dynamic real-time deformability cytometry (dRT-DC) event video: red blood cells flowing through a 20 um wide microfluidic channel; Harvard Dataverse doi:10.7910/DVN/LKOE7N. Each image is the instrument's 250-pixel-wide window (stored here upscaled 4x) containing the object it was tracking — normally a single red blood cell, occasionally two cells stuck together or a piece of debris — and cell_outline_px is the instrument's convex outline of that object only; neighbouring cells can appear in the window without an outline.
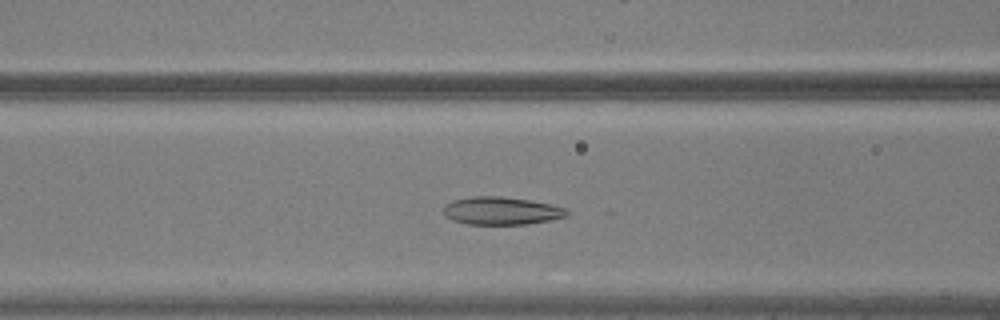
{"species": "common noctule bat (a hibernating species)", "species_latin": "Nyctalus noctula", "temperature_condition": "warm", "stored_images_in_passage": 48, "camera_frame_rate_fps": 3000, "um_per_image_px": 0.085, "animal": {"sex": "male", "body_mass_g": 20.5, "forearm_length_mm": 52.5}, "frame": {"image": 1, "passage_image": 17, "time_ms": 5.333, "image_size_px": [1000, 320], "cell_outline_px": [[572, 212], [568, 216], [528, 224], [468, 224], [452, 220], [444, 216], [444, 204], [452, 200], [472, 196], [500, 196], [528, 200], [548, 204], [564, 208]], "centroid_in_image_um": [42.58, 17.92], "position_along_channel_um": 124.0, "area_um2": 20.0}}
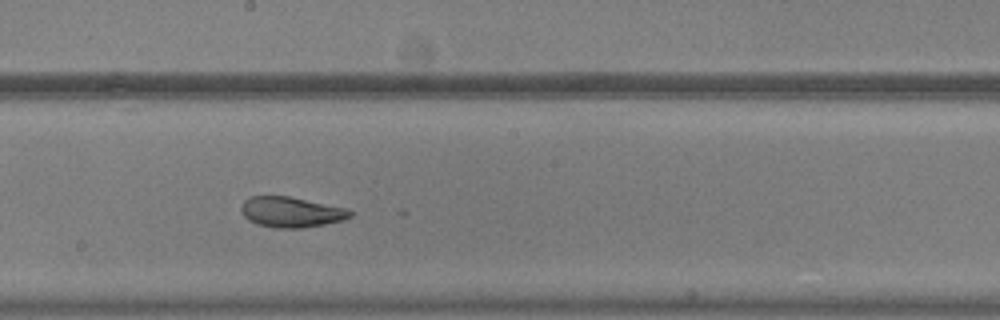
{"frame": {"image": 2, "passage_image": 25, "time_ms": 8.0, "image_size_px": [1000, 320], "cell_outline_px": [[352, 216], [340, 220], [324, 224], [300, 228], [276, 228], [256, 224], [248, 220], [244, 216], [240, 208], [244, 200], [252, 196], [288, 196], [348, 208], [352, 212]], "centroid_in_image_um": [24.73, 18.02], "position_along_channel_um": 223.5, "area_um2": 19.25}}
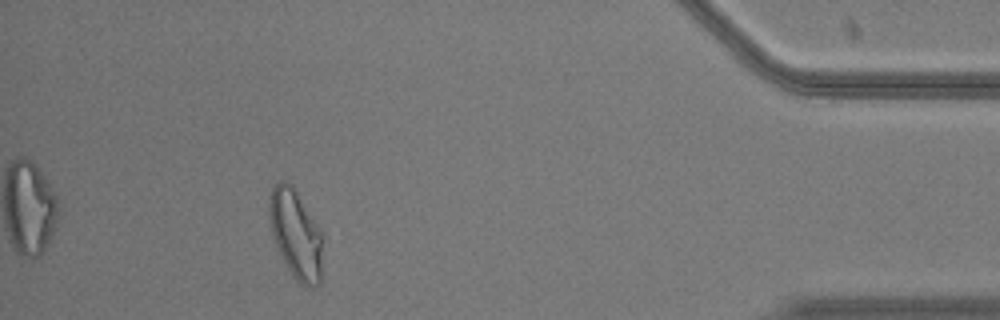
{"frame": {"image": 3, "passage_image": 44, "time_ms": 14.333, "image_size_px": [1000, 320], "cell_outline_px": [[324, 240], [320, 284], [316, 288], [308, 288], [300, 284], [296, 280], [288, 268], [272, 236], [268, 212], [268, 204], [272, 188], [276, 180], [284, 180], [292, 184], [324, 232]], "centroid_in_image_um": [25.19, 19.89], "position_along_channel_um": 410.0, "area_um2": 28.61}, "authors_computed_cell_mechanics": {"area_um2": 22.7154, "velocity_mm_per_s": 3.7242, "shape_relaxation_time_tau1_ms": 5.8385, "shape_relaxation_time_tau2_ms": 1.4325, "deformation_change_tau1": 0.1562, "deformation_change_tau2": 0.0633}}